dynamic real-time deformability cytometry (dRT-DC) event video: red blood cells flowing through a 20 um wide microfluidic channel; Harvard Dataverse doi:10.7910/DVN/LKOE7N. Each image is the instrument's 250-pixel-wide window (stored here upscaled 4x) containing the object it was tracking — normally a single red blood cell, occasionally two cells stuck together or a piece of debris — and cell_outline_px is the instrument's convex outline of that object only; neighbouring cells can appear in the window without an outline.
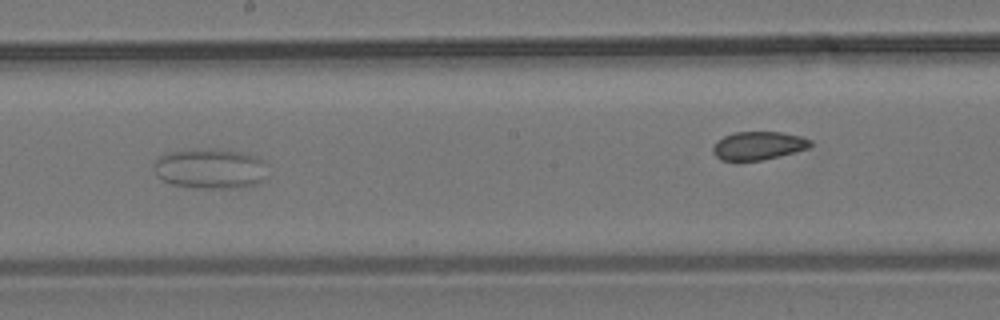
{"species": "common noctule bat (a hibernating species)", "species_latin": "Nyctalus noctula", "temperature_condition": "room temperature", "stored_images_in_passage": 39, "camera_frame_rate_fps": 3000, "um_per_image_px": 0.085, "animal": {"sex": "male", "body_mass_g": 19.2, "forearm_length_mm": 51.8}, "frame": {"image": 1, "passage_image": 17, "time_ms": 5.333, "image_size_px": [1000, 320], "cell_outline_px": [[264, 160], [260, 180], [256, 184], [240, 188], [200, 188], [172, 184], [160, 180], [156, 176], [156, 160], [160, 156], [168, 152], [192, 148], [240, 152], [256, 156]], "centroid_in_image_um": [17.79, 14.33], "position_along_channel_um": 230.4, "area_um2": 26.13}}